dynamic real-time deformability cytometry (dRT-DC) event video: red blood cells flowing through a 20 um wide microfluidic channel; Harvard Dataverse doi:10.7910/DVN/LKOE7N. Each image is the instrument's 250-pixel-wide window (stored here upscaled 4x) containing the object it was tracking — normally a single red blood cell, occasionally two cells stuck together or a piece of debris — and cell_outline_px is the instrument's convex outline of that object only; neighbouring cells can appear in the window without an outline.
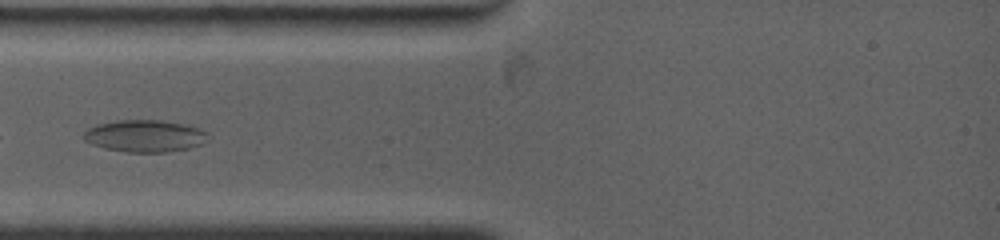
{"species": "common noctule bat (a hibernating species)", "species_latin": "Nyctalus noctula", "temperature_condition": "warm", "stored_images_in_passage": 18, "segment_of_instrument_passage": [1, 2], "camera_frame_rate_fps": 4500, "um_per_image_px": 0.085, "animal": {"sex": "female", "body_mass_g": 19.0, "forearm_length_mm": 53.3}, "frame": {"image": 1, "passage_image": 3, "time_ms": 0.889, "image_size_px": [1000, 240], "cell_outline_px": [[208, 140], [200, 144], [188, 148], [164, 152], [128, 152], [104, 148], [92, 144], [84, 140], [84, 132], [88, 128], [96, 124], [116, 120], [160, 120], [184, 124], [208, 132]], "centroid_in_image_um": [12.29, 11.55], "position_along_channel_um": 72.7, "area_um2": 23.12}}
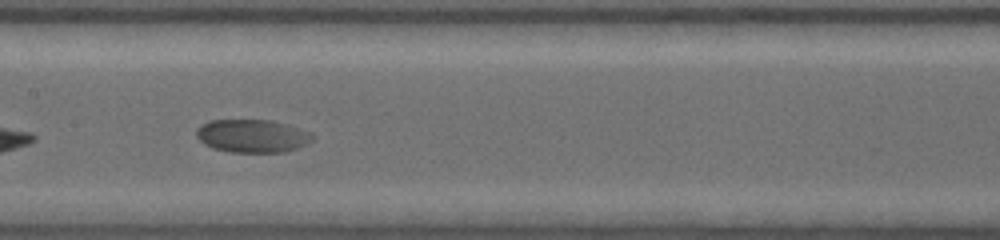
{"frame": {"image": 2, "passage_image": 8, "time_ms": 4.0, "image_size_px": [1000, 240], "cell_outline_px": [[316, 136], [312, 140], [296, 148], [284, 152], [232, 152], [212, 148], [204, 144], [196, 136], [196, 128], [200, 124], [212, 120], [272, 120], [288, 124], [312, 132]], "centroid_in_image_um": [21.45, 11.54], "position_along_channel_um": 186.0, "area_um2": 22.54}}
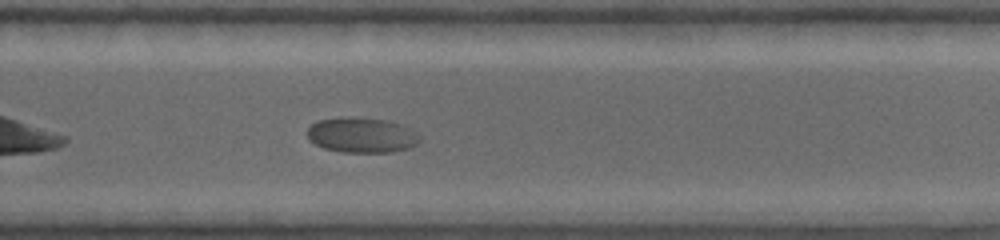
{"frame": {"image": 3, "passage_image": 12, "time_ms": 7.111, "image_size_px": [1000, 240], "cell_outline_px": [[420, 140], [416, 144], [408, 148], [392, 152], [344, 152], [324, 148], [308, 140], [308, 128], [312, 124], [320, 120], [344, 116], [352, 116], [388, 120], [404, 124], [420, 132]], "centroid_in_image_um": [30.8, 11.46], "position_along_channel_um": 299.0, "area_um2": 23.47}}